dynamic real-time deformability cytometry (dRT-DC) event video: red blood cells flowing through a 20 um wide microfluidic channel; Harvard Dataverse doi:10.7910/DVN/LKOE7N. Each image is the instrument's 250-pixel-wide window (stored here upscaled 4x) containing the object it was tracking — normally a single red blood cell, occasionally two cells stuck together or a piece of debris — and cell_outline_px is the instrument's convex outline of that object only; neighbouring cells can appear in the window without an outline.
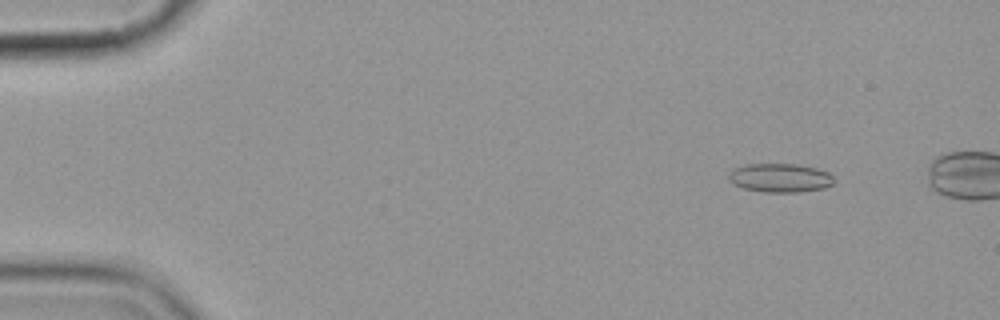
{"species": "common noctule bat (a hibernating species)", "species_latin": "Nyctalus noctula", "temperature_condition": "cold", "stored_images_in_passage": 6, "camera_frame_rate_fps": 3000, "um_per_image_px": 0.085, "animal": {"sex": "female", "body_mass_g": 19.9}, "frame": {"image": 1, "passage_image": 2, "time_ms": 1.0, "image_size_px": [1000, 320], "cell_outline_px": [[832, 184], [824, 188], [800, 192], [764, 192], [744, 188], [728, 180], [728, 176], [736, 168], [748, 164], [796, 164], [816, 168], [828, 172], [832, 176]], "centroid_in_image_um": [66.33, 15.12], "position_along_channel_um": 18.7, "area_um2": 17.4}}